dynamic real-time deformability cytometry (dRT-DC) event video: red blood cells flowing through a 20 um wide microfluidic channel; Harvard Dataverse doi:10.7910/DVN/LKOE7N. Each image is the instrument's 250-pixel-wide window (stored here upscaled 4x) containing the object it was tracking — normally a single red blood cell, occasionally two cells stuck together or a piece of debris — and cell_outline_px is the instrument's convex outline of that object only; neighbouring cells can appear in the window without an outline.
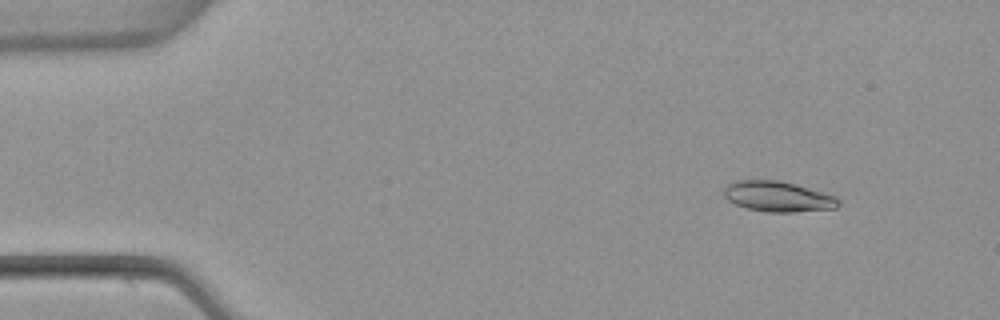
{"species": "common noctule bat (a hibernating species)", "species_latin": "Nyctalus noctula", "temperature_condition": "warm", "stored_images_in_passage": 4, "camera_frame_rate_fps": 3000, "um_per_image_px": 0.085, "animal": {"sex": "female", "body_mass_g": 22.7, "forearm_length_mm": 54.2}, "frame": {"image": 1, "passage_image": 2, "time_ms": 0.333, "image_size_px": [1000, 320], "cell_outline_px": [[840, 204], [836, 208], [792, 212], [768, 212], [748, 208], [736, 204], [728, 200], [724, 196], [724, 188], [728, 184], [736, 180], [780, 180], [824, 192], [836, 196], [840, 200]], "centroid_in_image_um": [66.14, 16.7], "position_along_channel_um": 18.9, "area_um2": 20.29}}
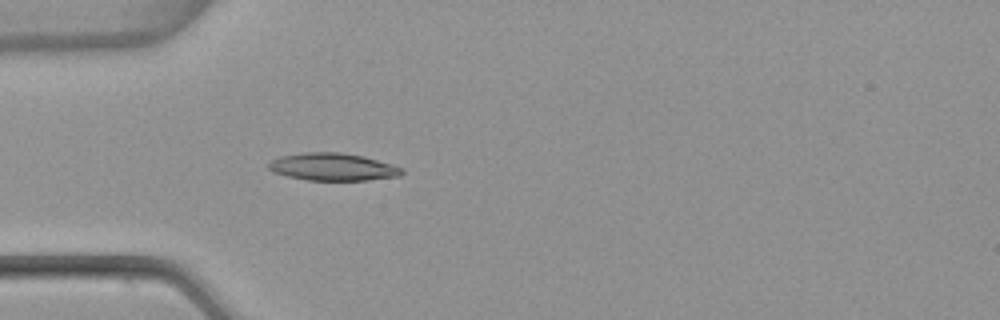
{"frame": {"image": 2, "passage_image": 4, "time_ms": 1.0, "image_size_px": [1000, 320], "cell_outline_px": [[404, 172], [400, 176], [368, 180], [308, 180], [288, 176], [272, 172], [268, 168], [268, 164], [272, 160], [280, 156], [304, 152], [340, 152], [364, 156], [392, 164], [400, 168]], "centroid_in_image_um": [28.28, 14.18], "position_along_channel_um": 56.7, "area_um2": 21.33}}